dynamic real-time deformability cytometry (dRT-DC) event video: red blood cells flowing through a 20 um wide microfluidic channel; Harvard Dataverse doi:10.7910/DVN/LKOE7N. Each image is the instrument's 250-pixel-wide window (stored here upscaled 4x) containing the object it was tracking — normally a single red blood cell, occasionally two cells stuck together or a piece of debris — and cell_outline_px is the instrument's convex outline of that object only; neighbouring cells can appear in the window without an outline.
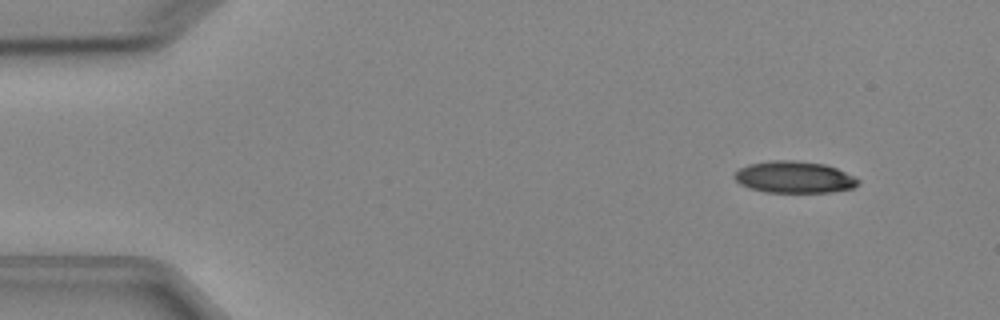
{"species": "Egyptian fruit bat (a non-hibernating species)", "species_latin": "Rousettus aegyptiacus", "temperature_condition": "cold", "stored_images_in_passage": 4, "segment_of_instrument_passage": [1, 2], "camera_frame_rate_fps": 3000, "um_per_image_px": 0.085, "animal": {"sex": "female"}, "frame": {"image": 1, "passage_image": 1, "time_ms": 0.0, "image_size_px": [1000, 320], "cell_outline_px": [[860, 184], [852, 188], [832, 192], [764, 192], [748, 188], [740, 184], [732, 176], [740, 168], [748, 164], [772, 160], [792, 160], [824, 164], [836, 168], [860, 180]], "centroid_in_image_um": [67.48, 15.06], "position_along_channel_um": 17.5, "area_um2": 22.89}}
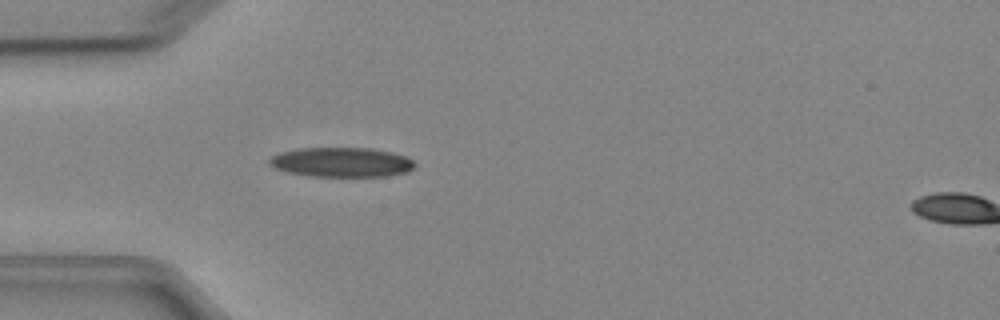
{"frame": {"image": 2, "passage_image": 3, "time_ms": 3.333, "image_size_px": [1000, 320], "cell_outline_px": [[416, 164], [408, 172], [388, 176], [308, 176], [288, 172], [276, 168], [268, 164], [268, 160], [272, 156], [280, 152], [300, 148], [368, 148], [392, 152], [404, 156], [412, 160]], "centroid_in_image_um": [29.02, 13.79], "position_along_channel_um": 56.0, "area_um2": 25.03}}